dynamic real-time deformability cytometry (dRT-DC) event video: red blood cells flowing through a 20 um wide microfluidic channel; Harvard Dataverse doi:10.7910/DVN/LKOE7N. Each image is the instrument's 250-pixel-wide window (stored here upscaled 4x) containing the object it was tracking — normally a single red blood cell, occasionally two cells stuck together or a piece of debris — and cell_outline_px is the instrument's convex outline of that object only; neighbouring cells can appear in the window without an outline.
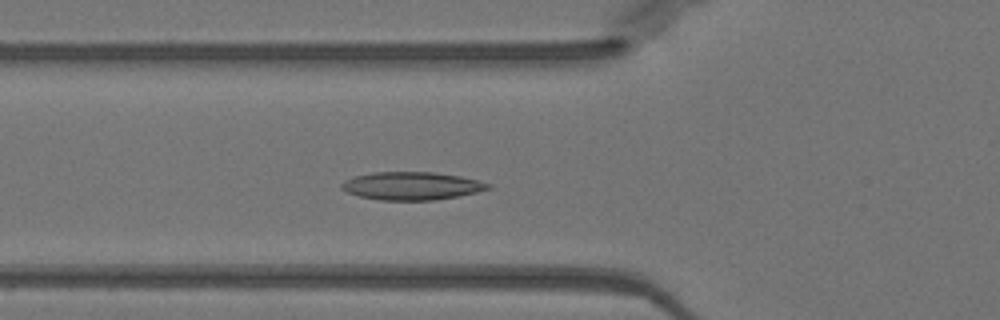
{"species": "Egyptian fruit bat (a non-hibernating species)", "species_latin": "Rousettus aegyptiacus", "temperature_condition": "warm", "stored_images_in_passage": 50, "camera_frame_rate_fps": 3000, "um_per_image_px": 0.085, "animal": {"sex": "female"}, "frame": {"image": 1, "passage_image": 17, "time_ms": 5.333, "image_size_px": [1000, 320], "cell_outline_px": [[492, 188], [460, 196], [432, 200], [380, 200], [360, 196], [348, 192], [340, 188], [340, 184], [344, 180], [352, 176], [372, 172], [432, 172], [460, 176], [480, 180], [492, 184]], "centroid_in_image_um": [35.0, 15.79], "position_along_channel_um": 90.8, "area_um2": 24.04}}
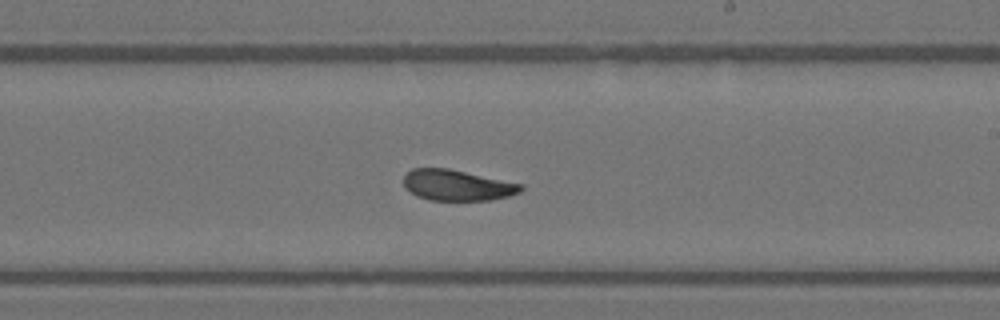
{"frame": {"image": 2, "passage_image": 29, "time_ms": 9.333, "image_size_px": [1000, 320], "cell_outline_px": [[524, 188], [520, 192], [508, 196], [488, 200], [428, 200], [416, 196], [404, 188], [404, 176], [412, 168], [448, 168], [524, 184]], "centroid_in_image_um": [38.85, 15.74], "position_along_channel_um": 250.2, "area_um2": 21.15}}
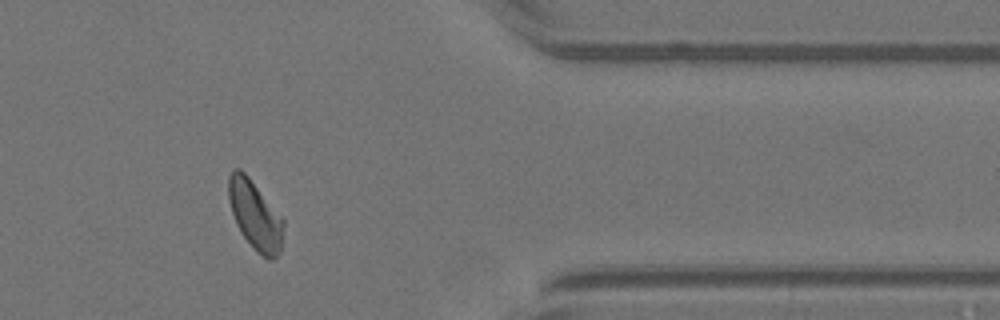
{"frame": {"image": 3, "passage_image": 41, "time_ms": 13.333, "image_size_px": [1000, 320], "cell_outline_px": [[284, 224], [280, 252], [272, 260], [268, 260], [256, 252], [252, 248], [240, 232], [236, 224], [228, 200], [228, 176], [232, 168], [240, 168], [248, 176], [284, 220]], "centroid_in_image_um": [21.66, 18.3], "position_along_channel_um": 389.7, "area_um2": 22.14}, "authors_computed_cell_mechanics": {"area_um2": 22.1374, "velocity_mm_per_s": 3.9837, "shape_relaxation_time_tau1_ms": 4.8287, "shape_relaxation_time_tau2_ms": 3.1605, "deformation_change_tau1": 0.1385, "deformation_change_tau2": 0.0902}}